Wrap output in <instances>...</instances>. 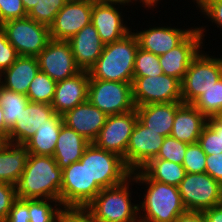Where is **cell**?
<instances>
[{
	"label": "cell",
	"mask_w": 222,
	"mask_h": 222,
	"mask_svg": "<svg viewBox=\"0 0 222 222\" xmlns=\"http://www.w3.org/2000/svg\"><path fill=\"white\" fill-rule=\"evenodd\" d=\"M27 17L22 0H0V25L6 21Z\"/></svg>",
	"instance_id": "obj_39"
},
{
	"label": "cell",
	"mask_w": 222,
	"mask_h": 222,
	"mask_svg": "<svg viewBox=\"0 0 222 222\" xmlns=\"http://www.w3.org/2000/svg\"><path fill=\"white\" fill-rule=\"evenodd\" d=\"M101 190L91 183L85 163L77 161L62 169L60 202L66 209H84Z\"/></svg>",
	"instance_id": "obj_10"
},
{
	"label": "cell",
	"mask_w": 222,
	"mask_h": 222,
	"mask_svg": "<svg viewBox=\"0 0 222 222\" xmlns=\"http://www.w3.org/2000/svg\"><path fill=\"white\" fill-rule=\"evenodd\" d=\"M204 52V53H203ZM207 54L204 50L192 59L181 81L182 102L192 104L202 93L222 78V55Z\"/></svg>",
	"instance_id": "obj_6"
},
{
	"label": "cell",
	"mask_w": 222,
	"mask_h": 222,
	"mask_svg": "<svg viewBox=\"0 0 222 222\" xmlns=\"http://www.w3.org/2000/svg\"><path fill=\"white\" fill-rule=\"evenodd\" d=\"M54 113L50 104L29 101L9 131V142L25 144Z\"/></svg>",
	"instance_id": "obj_21"
},
{
	"label": "cell",
	"mask_w": 222,
	"mask_h": 222,
	"mask_svg": "<svg viewBox=\"0 0 222 222\" xmlns=\"http://www.w3.org/2000/svg\"><path fill=\"white\" fill-rule=\"evenodd\" d=\"M2 86V72L0 71V87Z\"/></svg>",
	"instance_id": "obj_53"
},
{
	"label": "cell",
	"mask_w": 222,
	"mask_h": 222,
	"mask_svg": "<svg viewBox=\"0 0 222 222\" xmlns=\"http://www.w3.org/2000/svg\"><path fill=\"white\" fill-rule=\"evenodd\" d=\"M187 145L171 136H166L155 158L165 159L176 164H183Z\"/></svg>",
	"instance_id": "obj_37"
},
{
	"label": "cell",
	"mask_w": 222,
	"mask_h": 222,
	"mask_svg": "<svg viewBox=\"0 0 222 222\" xmlns=\"http://www.w3.org/2000/svg\"><path fill=\"white\" fill-rule=\"evenodd\" d=\"M4 111L2 109V106L0 105V142L2 144H5L6 142H9V129L7 128L4 120Z\"/></svg>",
	"instance_id": "obj_48"
},
{
	"label": "cell",
	"mask_w": 222,
	"mask_h": 222,
	"mask_svg": "<svg viewBox=\"0 0 222 222\" xmlns=\"http://www.w3.org/2000/svg\"><path fill=\"white\" fill-rule=\"evenodd\" d=\"M141 170L151 179L168 185L179 186L186 175L181 164L153 158Z\"/></svg>",
	"instance_id": "obj_29"
},
{
	"label": "cell",
	"mask_w": 222,
	"mask_h": 222,
	"mask_svg": "<svg viewBox=\"0 0 222 222\" xmlns=\"http://www.w3.org/2000/svg\"><path fill=\"white\" fill-rule=\"evenodd\" d=\"M16 186L0 182V222H5L13 202L17 199Z\"/></svg>",
	"instance_id": "obj_40"
},
{
	"label": "cell",
	"mask_w": 222,
	"mask_h": 222,
	"mask_svg": "<svg viewBox=\"0 0 222 222\" xmlns=\"http://www.w3.org/2000/svg\"><path fill=\"white\" fill-rule=\"evenodd\" d=\"M138 4L142 3V7L148 8V10H154L157 7V4H160V0H136ZM140 2V3H139ZM153 8V9H151Z\"/></svg>",
	"instance_id": "obj_50"
},
{
	"label": "cell",
	"mask_w": 222,
	"mask_h": 222,
	"mask_svg": "<svg viewBox=\"0 0 222 222\" xmlns=\"http://www.w3.org/2000/svg\"><path fill=\"white\" fill-rule=\"evenodd\" d=\"M90 144L75 130L63 124L56 142L53 158L58 167L64 169L81 159L85 148Z\"/></svg>",
	"instance_id": "obj_27"
},
{
	"label": "cell",
	"mask_w": 222,
	"mask_h": 222,
	"mask_svg": "<svg viewBox=\"0 0 222 222\" xmlns=\"http://www.w3.org/2000/svg\"><path fill=\"white\" fill-rule=\"evenodd\" d=\"M69 0H38L27 16L39 24L50 27L57 13Z\"/></svg>",
	"instance_id": "obj_35"
},
{
	"label": "cell",
	"mask_w": 222,
	"mask_h": 222,
	"mask_svg": "<svg viewBox=\"0 0 222 222\" xmlns=\"http://www.w3.org/2000/svg\"><path fill=\"white\" fill-rule=\"evenodd\" d=\"M39 71L35 56H19L17 60L2 72V86L27 95L29 85Z\"/></svg>",
	"instance_id": "obj_25"
},
{
	"label": "cell",
	"mask_w": 222,
	"mask_h": 222,
	"mask_svg": "<svg viewBox=\"0 0 222 222\" xmlns=\"http://www.w3.org/2000/svg\"><path fill=\"white\" fill-rule=\"evenodd\" d=\"M36 57L39 70L56 82L71 78L81 71L68 41L51 40Z\"/></svg>",
	"instance_id": "obj_15"
},
{
	"label": "cell",
	"mask_w": 222,
	"mask_h": 222,
	"mask_svg": "<svg viewBox=\"0 0 222 222\" xmlns=\"http://www.w3.org/2000/svg\"><path fill=\"white\" fill-rule=\"evenodd\" d=\"M197 7L205 18L222 31V0H203Z\"/></svg>",
	"instance_id": "obj_41"
},
{
	"label": "cell",
	"mask_w": 222,
	"mask_h": 222,
	"mask_svg": "<svg viewBox=\"0 0 222 222\" xmlns=\"http://www.w3.org/2000/svg\"><path fill=\"white\" fill-rule=\"evenodd\" d=\"M68 42L75 63L81 71H89L94 66L105 45L92 23L84 26Z\"/></svg>",
	"instance_id": "obj_22"
},
{
	"label": "cell",
	"mask_w": 222,
	"mask_h": 222,
	"mask_svg": "<svg viewBox=\"0 0 222 222\" xmlns=\"http://www.w3.org/2000/svg\"><path fill=\"white\" fill-rule=\"evenodd\" d=\"M207 123V117L192 104L182 103L175 113L171 137L186 144L196 143Z\"/></svg>",
	"instance_id": "obj_23"
},
{
	"label": "cell",
	"mask_w": 222,
	"mask_h": 222,
	"mask_svg": "<svg viewBox=\"0 0 222 222\" xmlns=\"http://www.w3.org/2000/svg\"><path fill=\"white\" fill-rule=\"evenodd\" d=\"M206 155L222 153V121L218 117H208L198 139Z\"/></svg>",
	"instance_id": "obj_32"
},
{
	"label": "cell",
	"mask_w": 222,
	"mask_h": 222,
	"mask_svg": "<svg viewBox=\"0 0 222 222\" xmlns=\"http://www.w3.org/2000/svg\"><path fill=\"white\" fill-rule=\"evenodd\" d=\"M206 222H222V204L203 211Z\"/></svg>",
	"instance_id": "obj_47"
},
{
	"label": "cell",
	"mask_w": 222,
	"mask_h": 222,
	"mask_svg": "<svg viewBox=\"0 0 222 222\" xmlns=\"http://www.w3.org/2000/svg\"><path fill=\"white\" fill-rule=\"evenodd\" d=\"M131 176L139 186H146L138 204L140 222H174L187 211L177 186L151 180L141 169Z\"/></svg>",
	"instance_id": "obj_1"
},
{
	"label": "cell",
	"mask_w": 222,
	"mask_h": 222,
	"mask_svg": "<svg viewBox=\"0 0 222 222\" xmlns=\"http://www.w3.org/2000/svg\"><path fill=\"white\" fill-rule=\"evenodd\" d=\"M205 163V172L222 185V153L207 155Z\"/></svg>",
	"instance_id": "obj_44"
},
{
	"label": "cell",
	"mask_w": 222,
	"mask_h": 222,
	"mask_svg": "<svg viewBox=\"0 0 222 222\" xmlns=\"http://www.w3.org/2000/svg\"><path fill=\"white\" fill-rule=\"evenodd\" d=\"M79 161L85 163L91 183H96L101 189L120 185L131 176L123 158L98 148L94 143L85 148Z\"/></svg>",
	"instance_id": "obj_5"
},
{
	"label": "cell",
	"mask_w": 222,
	"mask_h": 222,
	"mask_svg": "<svg viewBox=\"0 0 222 222\" xmlns=\"http://www.w3.org/2000/svg\"><path fill=\"white\" fill-rule=\"evenodd\" d=\"M222 121V113L217 116Z\"/></svg>",
	"instance_id": "obj_54"
},
{
	"label": "cell",
	"mask_w": 222,
	"mask_h": 222,
	"mask_svg": "<svg viewBox=\"0 0 222 222\" xmlns=\"http://www.w3.org/2000/svg\"><path fill=\"white\" fill-rule=\"evenodd\" d=\"M120 8V5L93 3L91 23L104 44L118 41L132 31L124 22L125 14Z\"/></svg>",
	"instance_id": "obj_18"
},
{
	"label": "cell",
	"mask_w": 222,
	"mask_h": 222,
	"mask_svg": "<svg viewBox=\"0 0 222 222\" xmlns=\"http://www.w3.org/2000/svg\"><path fill=\"white\" fill-rule=\"evenodd\" d=\"M0 27L19 56L36 57L52 40L49 27L37 23L28 16L6 21Z\"/></svg>",
	"instance_id": "obj_7"
},
{
	"label": "cell",
	"mask_w": 222,
	"mask_h": 222,
	"mask_svg": "<svg viewBox=\"0 0 222 222\" xmlns=\"http://www.w3.org/2000/svg\"><path fill=\"white\" fill-rule=\"evenodd\" d=\"M162 74L163 71L159 63V56L138 48L135 57L133 77L159 76Z\"/></svg>",
	"instance_id": "obj_36"
},
{
	"label": "cell",
	"mask_w": 222,
	"mask_h": 222,
	"mask_svg": "<svg viewBox=\"0 0 222 222\" xmlns=\"http://www.w3.org/2000/svg\"><path fill=\"white\" fill-rule=\"evenodd\" d=\"M179 193L187 211L203 212L222 204V185L205 173H186Z\"/></svg>",
	"instance_id": "obj_8"
},
{
	"label": "cell",
	"mask_w": 222,
	"mask_h": 222,
	"mask_svg": "<svg viewBox=\"0 0 222 222\" xmlns=\"http://www.w3.org/2000/svg\"><path fill=\"white\" fill-rule=\"evenodd\" d=\"M138 48V39L132 31L118 41L105 44L102 54L88 71L90 79L132 83Z\"/></svg>",
	"instance_id": "obj_3"
},
{
	"label": "cell",
	"mask_w": 222,
	"mask_h": 222,
	"mask_svg": "<svg viewBox=\"0 0 222 222\" xmlns=\"http://www.w3.org/2000/svg\"><path fill=\"white\" fill-rule=\"evenodd\" d=\"M93 2H96V3H100V4H114V5H123L122 7H125L128 5V7L130 5L133 4H137V1L136 0H92Z\"/></svg>",
	"instance_id": "obj_49"
},
{
	"label": "cell",
	"mask_w": 222,
	"mask_h": 222,
	"mask_svg": "<svg viewBox=\"0 0 222 222\" xmlns=\"http://www.w3.org/2000/svg\"><path fill=\"white\" fill-rule=\"evenodd\" d=\"M58 222H93L83 209H65Z\"/></svg>",
	"instance_id": "obj_45"
},
{
	"label": "cell",
	"mask_w": 222,
	"mask_h": 222,
	"mask_svg": "<svg viewBox=\"0 0 222 222\" xmlns=\"http://www.w3.org/2000/svg\"><path fill=\"white\" fill-rule=\"evenodd\" d=\"M5 222H30L29 199L17 198Z\"/></svg>",
	"instance_id": "obj_43"
},
{
	"label": "cell",
	"mask_w": 222,
	"mask_h": 222,
	"mask_svg": "<svg viewBox=\"0 0 222 222\" xmlns=\"http://www.w3.org/2000/svg\"><path fill=\"white\" fill-rule=\"evenodd\" d=\"M194 3H196L195 5L197 6L198 4H200L203 0H192Z\"/></svg>",
	"instance_id": "obj_52"
},
{
	"label": "cell",
	"mask_w": 222,
	"mask_h": 222,
	"mask_svg": "<svg viewBox=\"0 0 222 222\" xmlns=\"http://www.w3.org/2000/svg\"><path fill=\"white\" fill-rule=\"evenodd\" d=\"M87 100L107 115L135 110L132 83L90 79Z\"/></svg>",
	"instance_id": "obj_9"
},
{
	"label": "cell",
	"mask_w": 222,
	"mask_h": 222,
	"mask_svg": "<svg viewBox=\"0 0 222 222\" xmlns=\"http://www.w3.org/2000/svg\"><path fill=\"white\" fill-rule=\"evenodd\" d=\"M63 124V116L54 113L48 119V123L38 128L35 134L25 143L29 154L53 157Z\"/></svg>",
	"instance_id": "obj_28"
},
{
	"label": "cell",
	"mask_w": 222,
	"mask_h": 222,
	"mask_svg": "<svg viewBox=\"0 0 222 222\" xmlns=\"http://www.w3.org/2000/svg\"><path fill=\"white\" fill-rule=\"evenodd\" d=\"M37 2L38 0H22V3L27 13L32 9V7L37 4Z\"/></svg>",
	"instance_id": "obj_51"
},
{
	"label": "cell",
	"mask_w": 222,
	"mask_h": 222,
	"mask_svg": "<svg viewBox=\"0 0 222 222\" xmlns=\"http://www.w3.org/2000/svg\"><path fill=\"white\" fill-rule=\"evenodd\" d=\"M194 29L193 27L181 29L177 26L168 27L161 24V26L154 25L149 29L145 28L140 31L133 29L132 31L138 39L139 48L160 56L179 45Z\"/></svg>",
	"instance_id": "obj_17"
},
{
	"label": "cell",
	"mask_w": 222,
	"mask_h": 222,
	"mask_svg": "<svg viewBox=\"0 0 222 222\" xmlns=\"http://www.w3.org/2000/svg\"><path fill=\"white\" fill-rule=\"evenodd\" d=\"M63 116L64 124L75 130L87 141L93 143L108 115L93 106L88 100L67 111Z\"/></svg>",
	"instance_id": "obj_20"
},
{
	"label": "cell",
	"mask_w": 222,
	"mask_h": 222,
	"mask_svg": "<svg viewBox=\"0 0 222 222\" xmlns=\"http://www.w3.org/2000/svg\"><path fill=\"white\" fill-rule=\"evenodd\" d=\"M92 0H69L55 16L49 27L52 40L68 41L91 23Z\"/></svg>",
	"instance_id": "obj_14"
},
{
	"label": "cell",
	"mask_w": 222,
	"mask_h": 222,
	"mask_svg": "<svg viewBox=\"0 0 222 222\" xmlns=\"http://www.w3.org/2000/svg\"><path fill=\"white\" fill-rule=\"evenodd\" d=\"M29 99L27 95L13 92L3 86L0 87V105L4 111V120L7 128L11 130L19 118Z\"/></svg>",
	"instance_id": "obj_30"
},
{
	"label": "cell",
	"mask_w": 222,
	"mask_h": 222,
	"mask_svg": "<svg viewBox=\"0 0 222 222\" xmlns=\"http://www.w3.org/2000/svg\"><path fill=\"white\" fill-rule=\"evenodd\" d=\"M174 222H206L203 212L186 211Z\"/></svg>",
	"instance_id": "obj_46"
},
{
	"label": "cell",
	"mask_w": 222,
	"mask_h": 222,
	"mask_svg": "<svg viewBox=\"0 0 222 222\" xmlns=\"http://www.w3.org/2000/svg\"><path fill=\"white\" fill-rule=\"evenodd\" d=\"M134 184L130 176L120 185L102 189L83 210L93 222H140L139 205L131 201Z\"/></svg>",
	"instance_id": "obj_4"
},
{
	"label": "cell",
	"mask_w": 222,
	"mask_h": 222,
	"mask_svg": "<svg viewBox=\"0 0 222 222\" xmlns=\"http://www.w3.org/2000/svg\"><path fill=\"white\" fill-rule=\"evenodd\" d=\"M62 169L52 156L29 154L25 169L16 185L21 199H53L60 201Z\"/></svg>",
	"instance_id": "obj_2"
},
{
	"label": "cell",
	"mask_w": 222,
	"mask_h": 222,
	"mask_svg": "<svg viewBox=\"0 0 222 222\" xmlns=\"http://www.w3.org/2000/svg\"><path fill=\"white\" fill-rule=\"evenodd\" d=\"M19 57L15 48L8 42L4 30L0 27V71L9 68Z\"/></svg>",
	"instance_id": "obj_42"
},
{
	"label": "cell",
	"mask_w": 222,
	"mask_h": 222,
	"mask_svg": "<svg viewBox=\"0 0 222 222\" xmlns=\"http://www.w3.org/2000/svg\"><path fill=\"white\" fill-rule=\"evenodd\" d=\"M65 209L57 200L29 199L30 222H58Z\"/></svg>",
	"instance_id": "obj_31"
},
{
	"label": "cell",
	"mask_w": 222,
	"mask_h": 222,
	"mask_svg": "<svg viewBox=\"0 0 222 222\" xmlns=\"http://www.w3.org/2000/svg\"><path fill=\"white\" fill-rule=\"evenodd\" d=\"M56 81L46 73L38 71L29 85L27 97L30 102L50 104L55 94Z\"/></svg>",
	"instance_id": "obj_34"
},
{
	"label": "cell",
	"mask_w": 222,
	"mask_h": 222,
	"mask_svg": "<svg viewBox=\"0 0 222 222\" xmlns=\"http://www.w3.org/2000/svg\"><path fill=\"white\" fill-rule=\"evenodd\" d=\"M29 151L25 144L6 142L0 146V182L17 185L23 173Z\"/></svg>",
	"instance_id": "obj_26"
},
{
	"label": "cell",
	"mask_w": 222,
	"mask_h": 222,
	"mask_svg": "<svg viewBox=\"0 0 222 222\" xmlns=\"http://www.w3.org/2000/svg\"><path fill=\"white\" fill-rule=\"evenodd\" d=\"M206 156L198 142L188 144L182 164L186 173H205Z\"/></svg>",
	"instance_id": "obj_38"
},
{
	"label": "cell",
	"mask_w": 222,
	"mask_h": 222,
	"mask_svg": "<svg viewBox=\"0 0 222 222\" xmlns=\"http://www.w3.org/2000/svg\"><path fill=\"white\" fill-rule=\"evenodd\" d=\"M192 105L208 117H217L222 113V78L202 93Z\"/></svg>",
	"instance_id": "obj_33"
},
{
	"label": "cell",
	"mask_w": 222,
	"mask_h": 222,
	"mask_svg": "<svg viewBox=\"0 0 222 222\" xmlns=\"http://www.w3.org/2000/svg\"><path fill=\"white\" fill-rule=\"evenodd\" d=\"M164 139V136L137 120L126 150V167L131 172L144 167L157 156Z\"/></svg>",
	"instance_id": "obj_16"
},
{
	"label": "cell",
	"mask_w": 222,
	"mask_h": 222,
	"mask_svg": "<svg viewBox=\"0 0 222 222\" xmlns=\"http://www.w3.org/2000/svg\"><path fill=\"white\" fill-rule=\"evenodd\" d=\"M195 29L175 48L159 56L163 74L183 80L192 59L205 46L206 26H195ZM205 27V28H204ZM205 33V34H204ZM204 40V41H203Z\"/></svg>",
	"instance_id": "obj_12"
},
{
	"label": "cell",
	"mask_w": 222,
	"mask_h": 222,
	"mask_svg": "<svg viewBox=\"0 0 222 222\" xmlns=\"http://www.w3.org/2000/svg\"><path fill=\"white\" fill-rule=\"evenodd\" d=\"M132 96L135 107L151 103L182 102L181 82L166 74L133 77Z\"/></svg>",
	"instance_id": "obj_11"
},
{
	"label": "cell",
	"mask_w": 222,
	"mask_h": 222,
	"mask_svg": "<svg viewBox=\"0 0 222 222\" xmlns=\"http://www.w3.org/2000/svg\"><path fill=\"white\" fill-rule=\"evenodd\" d=\"M90 74L80 71L75 76L58 81L51 102L54 112L64 115L79 104L87 101Z\"/></svg>",
	"instance_id": "obj_19"
},
{
	"label": "cell",
	"mask_w": 222,
	"mask_h": 222,
	"mask_svg": "<svg viewBox=\"0 0 222 222\" xmlns=\"http://www.w3.org/2000/svg\"><path fill=\"white\" fill-rule=\"evenodd\" d=\"M137 120L136 109L123 114L108 115L93 143L98 148L118 154L126 165V150Z\"/></svg>",
	"instance_id": "obj_13"
},
{
	"label": "cell",
	"mask_w": 222,
	"mask_h": 222,
	"mask_svg": "<svg viewBox=\"0 0 222 222\" xmlns=\"http://www.w3.org/2000/svg\"><path fill=\"white\" fill-rule=\"evenodd\" d=\"M182 103H151L137 106L135 109L138 120L144 126L166 137L172 132L176 110Z\"/></svg>",
	"instance_id": "obj_24"
}]
</instances>
